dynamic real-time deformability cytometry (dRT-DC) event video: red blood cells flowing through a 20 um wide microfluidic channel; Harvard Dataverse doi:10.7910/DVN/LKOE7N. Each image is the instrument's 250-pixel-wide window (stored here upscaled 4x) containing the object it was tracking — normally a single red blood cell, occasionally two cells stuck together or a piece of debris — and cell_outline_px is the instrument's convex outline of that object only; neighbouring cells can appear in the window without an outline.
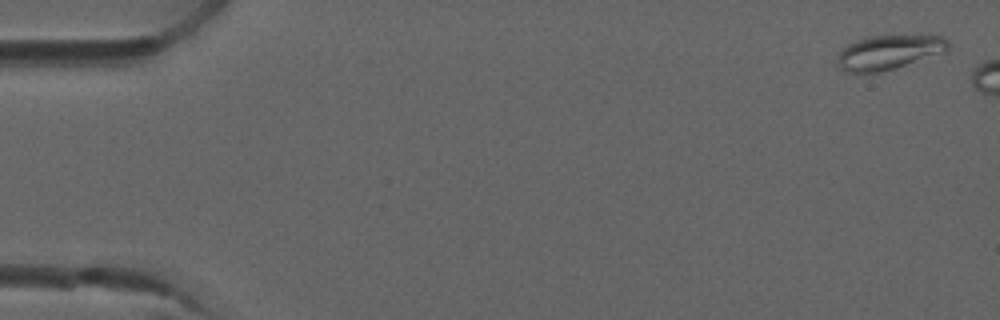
{"species": "common noctule bat (a hibernating species)", "species_latin": "Nyctalus noctula", "temperature_condition": "room temperature", "stored_images_in_passage": 3, "camera_frame_rate_fps": 3000, "um_per_image_px": 0.085, "animal": {"sex": "male", "forearm_length_mm": 52.5}, "frame": {"image": 1, "passage_image": 1, "time_ms": 0.0, "image_size_px": [1000, 320], "cell_outline_px": [[948, 52], [880, 72], [848, 72], [840, 68], [840, 52], [848, 44], [856, 40], [868, 36], [920, 32], [944, 36], [948, 40]], "centroid_in_image_um": [75.7, 4.36], "position_along_channel_um": 9.3, "area_um2": 22.89}}